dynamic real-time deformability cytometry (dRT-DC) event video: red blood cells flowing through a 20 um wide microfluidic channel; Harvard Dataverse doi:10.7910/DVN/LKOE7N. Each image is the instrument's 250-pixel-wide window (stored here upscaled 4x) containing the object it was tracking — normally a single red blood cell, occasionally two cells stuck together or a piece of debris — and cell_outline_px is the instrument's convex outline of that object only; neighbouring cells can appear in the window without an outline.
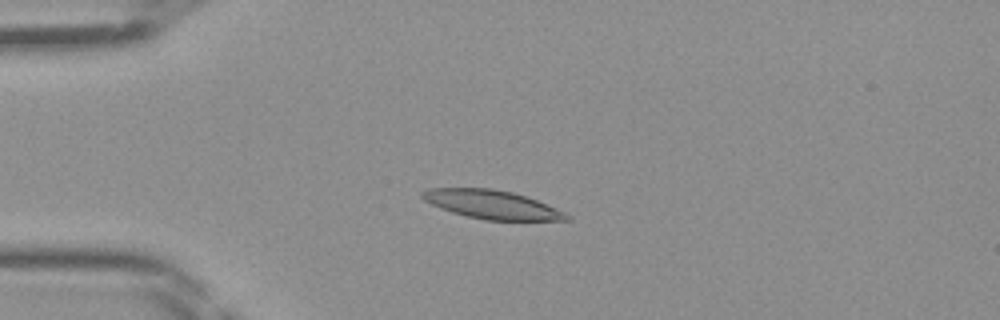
{"species": "Egyptian fruit bat (a non-hibernating species)", "species_latin": "Rousettus aegyptiacus", "temperature_condition": "room temperature", "stored_images_in_passage": 36, "camera_frame_rate_fps": 3000, "um_per_image_px": 0.085, "frame": {"image": 1, "passage_image": 2, "time_ms": 0.333, "image_size_px": [1000, 320], "cell_outline_px": [[572, 220], [488, 220], [468, 216], [452, 212], [440, 208], [424, 200], [420, 196], [420, 192], [428, 188], [492, 188], [512, 192], [536, 200], [556, 208], [572, 216]], "centroid_in_image_um": [41.8, 17.38], "position_along_channel_um": 43.2, "area_um2": 23.93}}
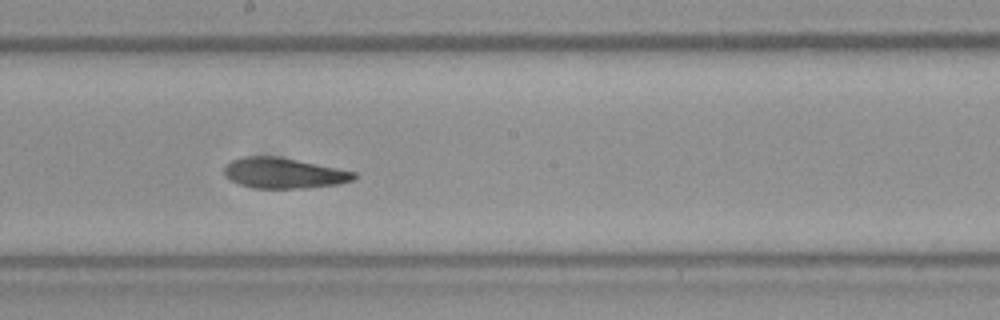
{"frame": {"image": 2, "passage_image": 16, "time_ms": 5.0, "image_size_px": [1000, 320], "cell_outline_px": [[356, 176], [352, 180], [336, 184], [308, 188], [256, 188], [240, 184], [224, 176], [224, 168], [232, 160], [244, 156], [280, 156], [356, 172]], "centroid_in_image_um": [24.11, 14.7], "position_along_channel_um": 224.1, "area_um2": 22.95}}
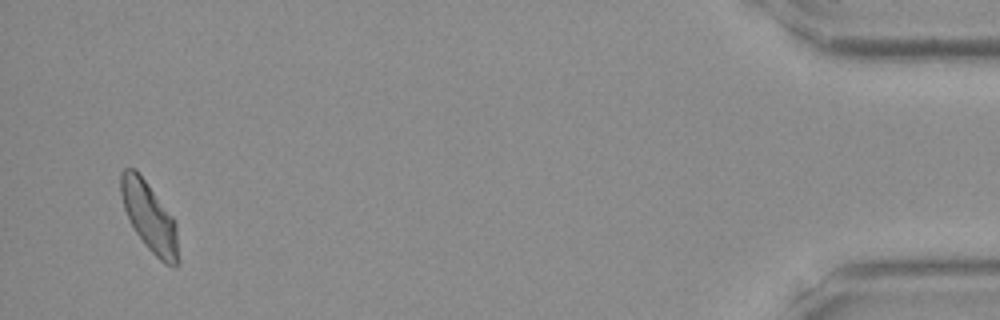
{"frame": {"image": 3, "passage_image": 35, "time_ms": 11.333, "image_size_px": [1000, 320], "cell_outline_px": [[176, 268], [172, 268], [164, 264], [144, 244], [136, 232], [124, 208], [120, 196], [120, 172], [124, 168], [136, 168], [172, 216], [176, 224]], "centroid_in_image_um": [12.65, 18.39], "position_along_channel_um": 422.5, "area_um2": 22.72}}